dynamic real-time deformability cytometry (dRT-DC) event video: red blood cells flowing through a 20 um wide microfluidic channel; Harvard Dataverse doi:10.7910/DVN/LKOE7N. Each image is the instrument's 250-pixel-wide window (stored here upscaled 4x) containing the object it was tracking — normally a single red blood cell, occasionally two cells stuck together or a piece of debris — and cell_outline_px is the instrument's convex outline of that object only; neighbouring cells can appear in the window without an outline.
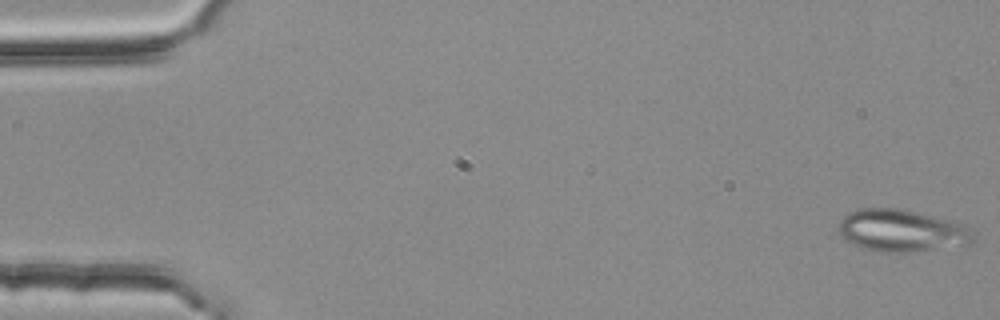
{"species": "common noctule bat (a hibernating species)", "species_latin": "Nyctalus noctula", "temperature_condition": "room temperature", "stored_images_in_passage": 53, "segment_of_instrument_passage": [1, 2], "camera_frame_rate_fps": 3000, "um_per_image_px": 0.085, "animal": {"sex": "female", "body_mass_g": 25.1}, "frame": {"image": 1, "passage_image": 1, "time_ms": 0.0, "image_size_px": [1000, 320], "cell_outline_px": [[976, 240], [972, 244], [908, 252], [884, 252], [864, 248], [840, 236], [836, 228], [840, 220], [848, 212], [856, 208], [900, 208], [964, 224], [972, 232]], "centroid_in_image_um": [76.62, 19.59], "position_along_channel_um": 8.4, "area_um2": 33.06}}